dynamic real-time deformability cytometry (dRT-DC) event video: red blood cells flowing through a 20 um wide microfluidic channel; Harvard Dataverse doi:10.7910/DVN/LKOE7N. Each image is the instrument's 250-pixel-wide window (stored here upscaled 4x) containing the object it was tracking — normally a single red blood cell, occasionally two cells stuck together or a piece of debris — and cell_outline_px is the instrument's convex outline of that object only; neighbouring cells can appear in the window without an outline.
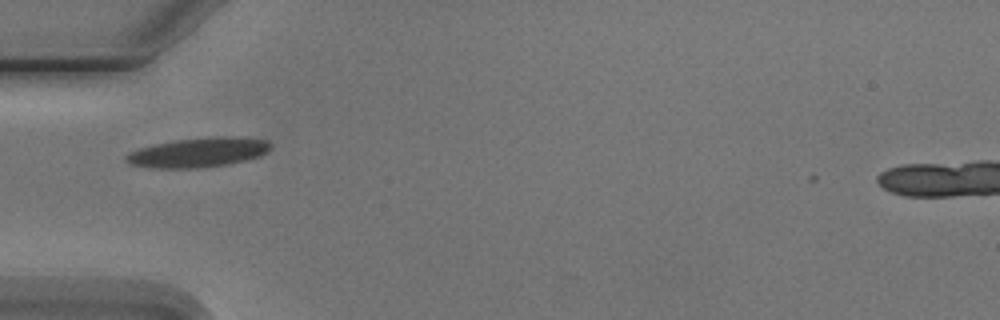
{"species": "Egyptian fruit bat (a non-hibernating species)", "species_latin": "Rousettus aegyptiacus", "temperature_condition": "cold", "stored_images_in_passage": 9, "camera_frame_rate_fps": 3000, "um_per_image_px": 0.085, "animal": {"sex": "male"}, "frame": {"image": 1, "passage_image": 3, "time_ms": 3.333, "image_size_px": [1000, 320], "cell_outline_px": [[272, 148], [268, 152], [260, 156], [228, 164], [200, 168], [148, 168], [128, 164], [124, 160], [124, 156], [128, 152], [140, 148], [156, 144], [176, 140], [216, 136], [244, 136], [268, 140], [272, 144]], "centroid_in_image_um": [16.88, 12.95], "position_along_channel_um": 68.1, "area_um2": 25.32}}
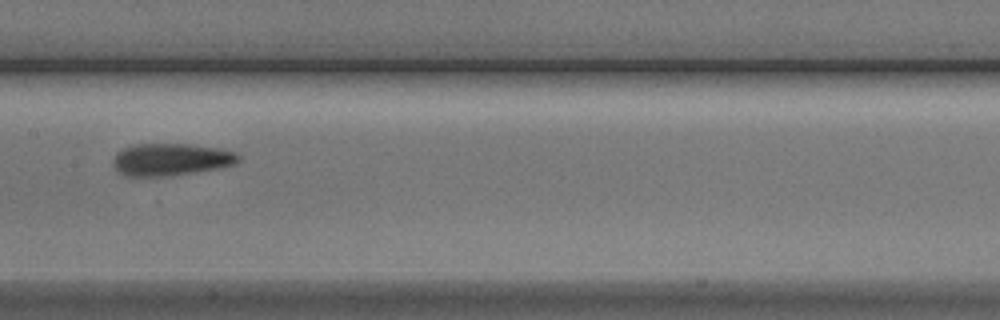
{"frame": {"image": 2, "passage_image": 6, "time_ms": 6.667, "image_size_px": [1000, 320], "cell_outline_px": [[240, 160], [236, 164], [220, 168], [168, 176], [128, 176], [120, 172], [112, 164], [116, 152], [124, 148], [136, 144], [192, 144], [220, 148], [236, 152], [240, 156]], "centroid_in_image_um": [14.57, 13.55], "position_along_channel_um": 192.8, "area_um2": 23.64}}
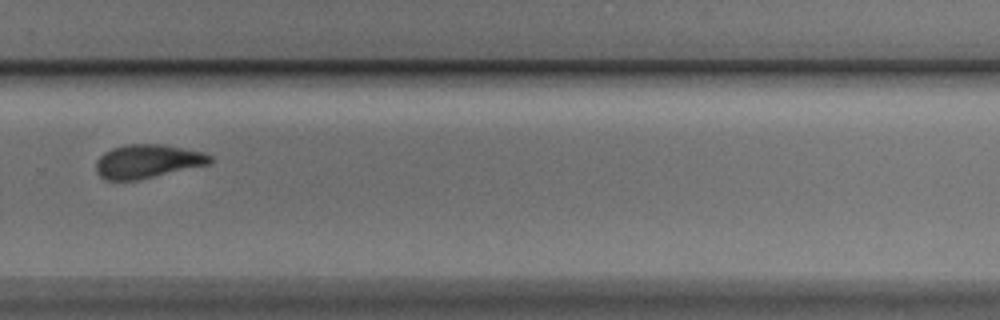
{"frame": {"image": 3, "passage_image": 9, "time_ms": 10.0, "image_size_px": [1000, 320], "cell_outline_px": [[212, 160], [208, 164], [136, 180], [108, 180], [100, 176], [96, 172], [96, 160], [104, 152], [112, 148], [128, 144], [160, 144], [200, 152], [212, 156]], "centroid_in_image_um": [12.47, 13.71], "position_along_channel_um": 317.3, "area_um2": 21.91}}